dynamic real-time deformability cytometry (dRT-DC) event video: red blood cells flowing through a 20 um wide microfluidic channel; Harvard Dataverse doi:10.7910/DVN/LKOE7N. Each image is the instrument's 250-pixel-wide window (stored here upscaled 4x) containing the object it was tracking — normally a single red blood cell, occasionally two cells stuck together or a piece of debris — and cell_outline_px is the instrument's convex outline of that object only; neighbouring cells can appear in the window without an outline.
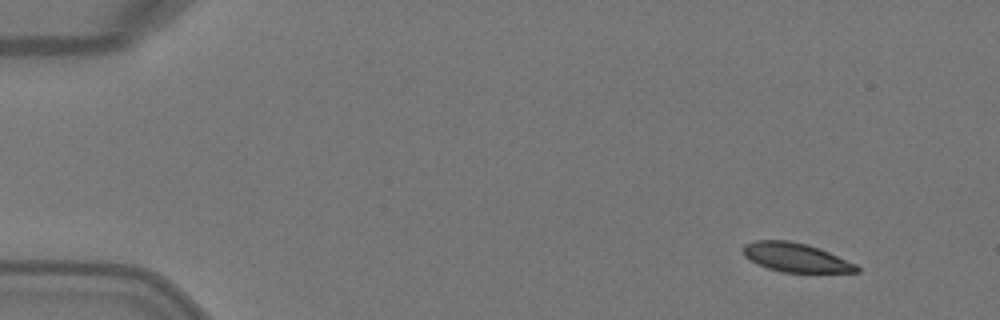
{"species": "Egyptian fruit bat (a non-hibernating species)", "species_latin": "Rousettus aegyptiacus", "temperature_condition": "warm", "stored_images_in_passage": 3, "camera_frame_rate_fps": 3000, "um_per_image_px": 0.085, "animal": {"sex": "female"}, "frame": {"image": 1, "passage_image": 1, "time_ms": 0.0, "image_size_px": [1000, 320], "cell_outline_px": [[860, 272], [780, 272], [768, 268], [744, 256], [744, 244], [756, 240], [788, 240], [804, 244], [828, 252], [856, 264], [860, 268]], "centroid_in_image_um": [67.64, 21.89], "position_along_channel_um": 17.4, "area_um2": 18.73}}
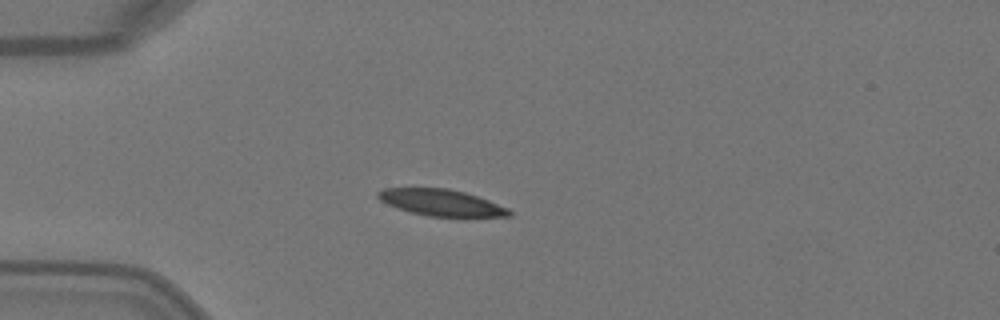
{"frame": {"image": 2, "passage_image": 3, "time_ms": 0.667, "image_size_px": [1000, 320], "cell_outline_px": [[512, 216], [428, 216], [396, 208], [380, 200], [376, 196], [376, 192], [384, 188], [448, 188], [464, 192], [488, 200], [508, 208], [512, 212]], "centroid_in_image_um": [37.47, 17.21], "position_along_channel_um": 47.5, "area_um2": 20.0}}